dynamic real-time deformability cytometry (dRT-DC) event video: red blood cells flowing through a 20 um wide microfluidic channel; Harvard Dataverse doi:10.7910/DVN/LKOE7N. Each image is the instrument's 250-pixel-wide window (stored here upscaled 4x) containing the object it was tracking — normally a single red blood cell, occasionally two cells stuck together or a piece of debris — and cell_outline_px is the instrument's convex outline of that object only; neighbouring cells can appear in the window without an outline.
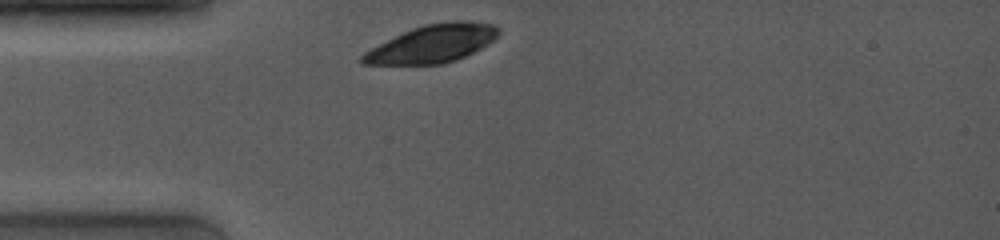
{"species": "common noctule bat (a hibernating species)", "species_latin": "Nyctalus noctula", "temperature_condition": "room temperature", "stored_images_in_passage": 3, "camera_frame_rate_fps": 4000, "um_per_image_px": 0.085, "animal": {"sex": "female", "body_mass_g": 19.0, "forearm_length_mm": 53.3}, "frame": {"image": 1, "passage_image": 1, "time_ms": 0.0, "image_size_px": [1000, 240], "cell_outline_px": [[500, 36], [488, 44], [456, 60], [444, 64], [360, 64], [360, 56], [364, 52], [412, 28], [424, 24], [456, 20], [464, 20], [496, 24], [500, 28]], "centroid_in_image_um": [36.82, 3.7], "position_along_channel_um": 48.2, "area_um2": 29.94}}